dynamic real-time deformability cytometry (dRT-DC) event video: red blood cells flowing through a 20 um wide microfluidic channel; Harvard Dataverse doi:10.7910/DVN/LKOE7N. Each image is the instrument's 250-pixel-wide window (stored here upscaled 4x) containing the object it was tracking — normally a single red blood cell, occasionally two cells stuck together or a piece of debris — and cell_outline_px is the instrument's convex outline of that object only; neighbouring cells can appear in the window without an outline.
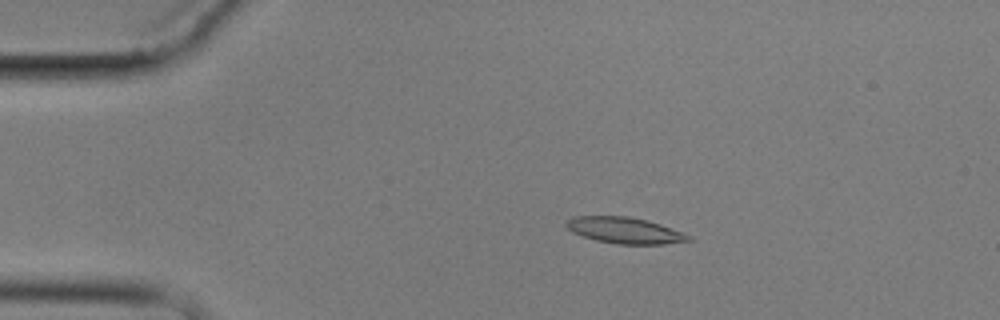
{"species": "common noctule bat (a hibernating species)", "species_latin": "Nyctalus noctula", "temperature_condition": "cold", "stored_images_in_passage": 8, "camera_frame_rate_fps": 3000, "um_per_image_px": 0.085, "animal": {"sex": "male", "body_mass_g": 17.9}, "frame": {"image": 1, "passage_image": 3, "time_ms": 2.333, "image_size_px": [1000, 320], "cell_outline_px": [[692, 240], [664, 244], [616, 244], [596, 240], [572, 232], [564, 224], [572, 216], [628, 216], [648, 220], [660, 224], [692, 236]], "centroid_in_image_um": [53.1, 19.58], "position_along_channel_um": 31.9, "area_um2": 18.61}}
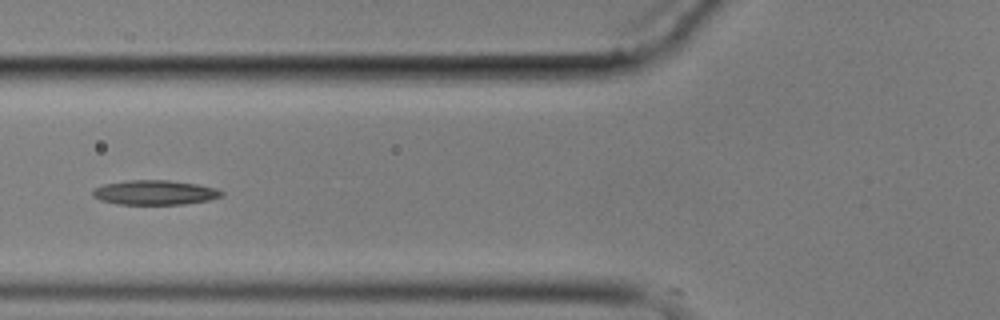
{"frame": {"image": 2, "passage_image": 6, "time_ms": 6.0, "image_size_px": [1000, 320], "cell_outline_px": [[224, 196], [208, 200], [184, 204], [120, 204], [100, 200], [92, 196], [92, 188], [104, 184], [128, 180], [168, 180], [196, 184], [216, 188], [224, 192]], "centroid_in_image_um": [13.15, 16.36], "position_along_channel_um": 112.7, "area_um2": 18.5}}
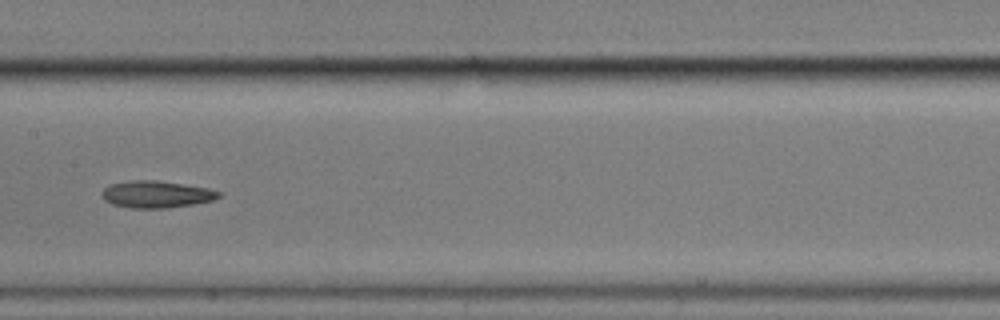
{"frame": {"image": 3, "passage_image": 8, "time_ms": 8.333, "image_size_px": [1000, 320], "cell_outline_px": [[220, 196], [216, 200], [192, 204], [164, 208], [132, 208], [112, 204], [104, 200], [100, 196], [100, 192], [104, 188], [112, 184], [132, 180], [156, 180], [208, 188], [220, 192]], "centroid_in_image_um": [13.26, 16.52], "position_along_channel_um": 194.1, "area_um2": 18.32}}